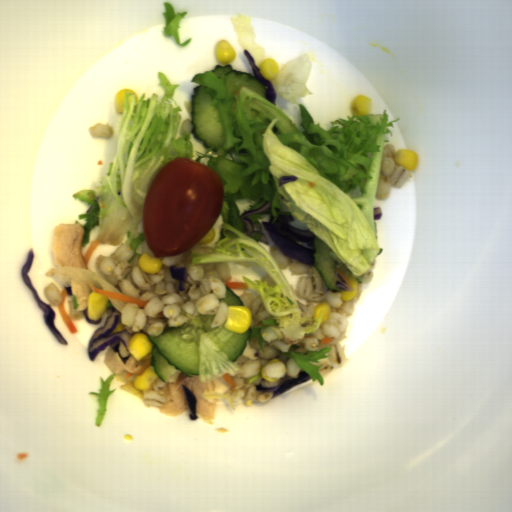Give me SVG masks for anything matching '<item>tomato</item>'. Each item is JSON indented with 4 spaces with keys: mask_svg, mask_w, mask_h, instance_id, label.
Listing matches in <instances>:
<instances>
[{
    "mask_svg": "<svg viewBox=\"0 0 512 512\" xmlns=\"http://www.w3.org/2000/svg\"><path fill=\"white\" fill-rule=\"evenodd\" d=\"M224 199V182L213 167L188 156L165 163L143 202V234L152 257L178 256L196 246L215 226Z\"/></svg>",
    "mask_w": 512,
    "mask_h": 512,
    "instance_id": "512abeb7",
    "label": "tomato"
}]
</instances>
